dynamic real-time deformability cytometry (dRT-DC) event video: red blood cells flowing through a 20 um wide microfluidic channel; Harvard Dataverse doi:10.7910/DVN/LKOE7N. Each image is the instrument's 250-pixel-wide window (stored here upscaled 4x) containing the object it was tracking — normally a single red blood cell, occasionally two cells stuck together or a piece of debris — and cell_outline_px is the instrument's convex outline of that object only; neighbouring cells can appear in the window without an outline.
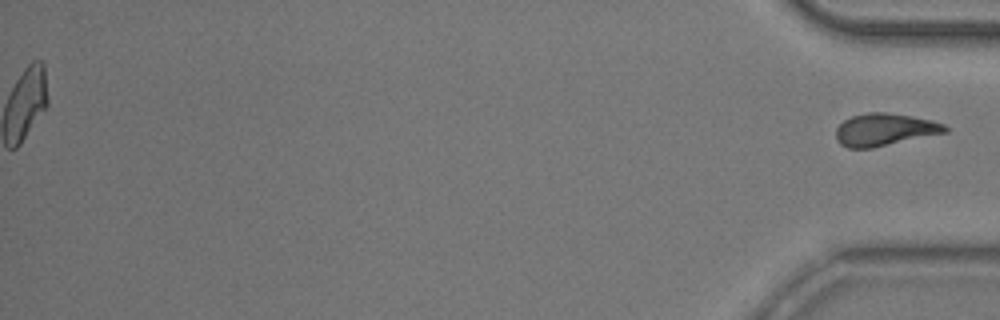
{"species": "common noctule bat (a hibernating species)", "species_latin": "Nyctalus noctula", "temperature_condition": "room temperature", "stored_images_in_passage": 39, "segment_of_instrument_passage": [2, 2], "camera_frame_rate_fps": 3000, "um_per_image_px": 0.085, "animal": {"sex": "male", "body_mass_g": 20.5, "forearm_length_mm": 52.5}, "frame": {"image": 1, "passage_image": 39, "time_ms": 12.667, "image_size_px": [1000, 320], "cell_outline_px": [[948, 132], [872, 148], [848, 148], [840, 144], [836, 140], [836, 128], [844, 120], [852, 116], [868, 112], [884, 112], [932, 120], [944, 124], [948, 128]], "centroid_in_image_um": [75.18, 11.02], "position_along_channel_um": 360.0, "area_um2": 20.52}}